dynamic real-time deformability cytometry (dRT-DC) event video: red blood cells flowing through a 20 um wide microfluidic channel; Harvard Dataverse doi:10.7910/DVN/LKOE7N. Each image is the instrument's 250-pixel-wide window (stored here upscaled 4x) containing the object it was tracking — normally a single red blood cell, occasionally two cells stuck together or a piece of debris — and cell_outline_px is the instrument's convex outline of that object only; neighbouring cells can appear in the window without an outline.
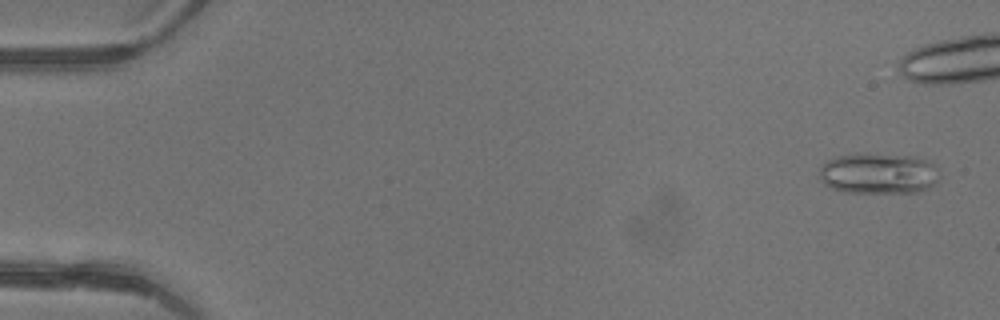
{"species": "common noctule bat (a hibernating species)", "species_latin": "Nyctalus noctula", "temperature_condition": "warm", "stored_images_in_passage": 5, "camera_frame_rate_fps": 3000, "um_per_image_px": 0.085, "animal": {"sex": "female"}, "frame": {"image": 1, "passage_image": 1, "time_ms": 0.0, "image_size_px": [1000, 320], "cell_outline_px": [[940, 180], [928, 188], [916, 192], [844, 192], [832, 188], [824, 184], [820, 180], [820, 168], [828, 160], [840, 156], [912, 156], [924, 160], [932, 164]], "centroid_in_image_um": [74.66, 14.8], "position_along_channel_um": 10.3, "area_um2": 27.46}}